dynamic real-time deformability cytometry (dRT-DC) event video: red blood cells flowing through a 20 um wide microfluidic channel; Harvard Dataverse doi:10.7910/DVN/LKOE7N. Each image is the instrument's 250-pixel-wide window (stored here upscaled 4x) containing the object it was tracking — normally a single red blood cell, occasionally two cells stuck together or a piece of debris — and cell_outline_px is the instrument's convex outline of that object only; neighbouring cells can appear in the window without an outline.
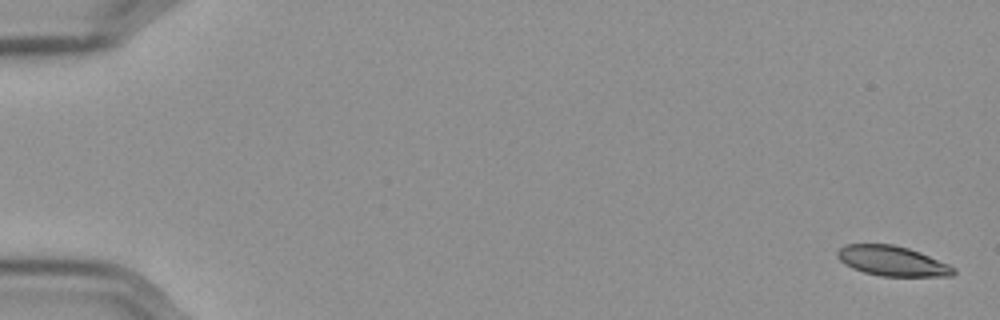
{"species": "Egyptian fruit bat (a non-hibernating species)", "species_latin": "Rousettus aegyptiacus", "temperature_condition": "cold", "stored_images_in_passage": 58, "segment_of_instrument_passage": [1, 2], "camera_frame_rate_fps": 3000, "um_per_image_px": 0.085, "frame": {"image": 1, "passage_image": 1, "time_ms": 0.0, "image_size_px": [1000, 320], "cell_outline_px": [[956, 272], [952, 276], [880, 276], [864, 272], [852, 268], [844, 264], [836, 256], [836, 252], [844, 244], [892, 244], [908, 248], [920, 252], [948, 264], [956, 268]], "centroid_in_image_um": [75.83, 22.18], "position_along_channel_um": 9.2, "area_um2": 20.35}}
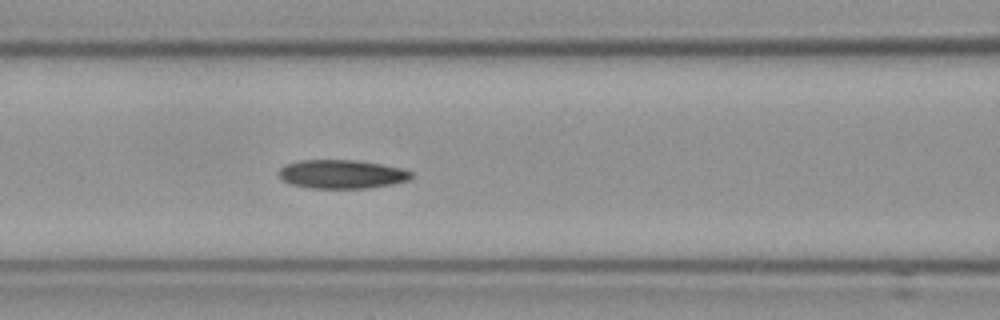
{"frame": {"image": 2, "passage_image": 25, "time_ms": 8.0, "image_size_px": [1000, 320], "cell_outline_px": [[412, 176], [408, 180], [392, 184], [368, 188], [308, 188], [292, 184], [284, 180], [276, 172], [284, 164], [300, 160], [356, 160], [380, 164], [400, 168], [412, 172]], "centroid_in_image_um": [29.01, 14.8], "position_along_channel_um": 137.6, "area_um2": 22.14}}
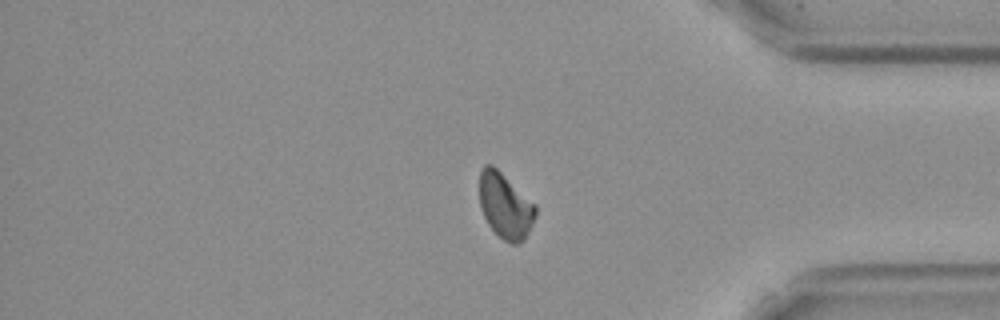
{"frame": {"image": 3, "passage_image": 48, "time_ms": 15.667, "image_size_px": [1000, 320], "cell_outline_px": [[536, 216], [524, 240], [520, 244], [508, 244], [488, 224], [480, 208], [480, 172], [484, 164], [492, 164], [536, 204]], "centroid_in_image_um": [42.96, 17.5], "position_along_channel_um": 392.2, "area_um2": 21.39}}